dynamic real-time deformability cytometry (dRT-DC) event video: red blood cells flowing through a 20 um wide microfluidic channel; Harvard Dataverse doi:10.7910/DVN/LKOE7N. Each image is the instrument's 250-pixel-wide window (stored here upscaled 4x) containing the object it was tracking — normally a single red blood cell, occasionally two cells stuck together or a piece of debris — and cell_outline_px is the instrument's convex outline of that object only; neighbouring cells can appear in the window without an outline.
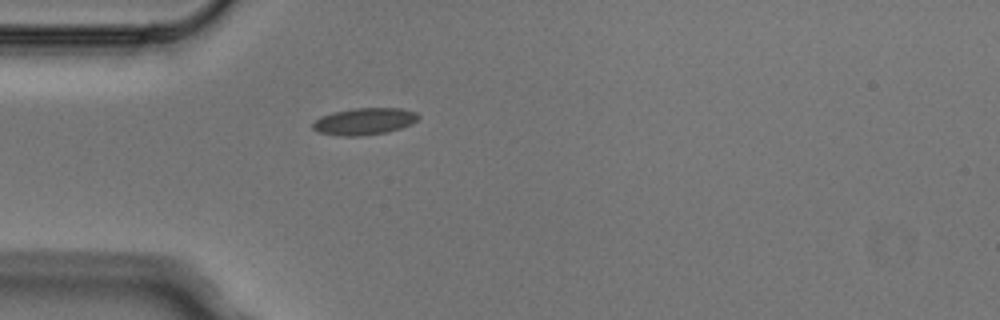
{"species": "Egyptian fruit bat (a non-hibernating species)", "species_latin": "Rousettus aegyptiacus", "temperature_condition": "cold", "stored_images_in_passage": 1, "camera_frame_rate_fps": 3000, "um_per_image_px": 0.085, "animal": {"sex": "male"}, "frame": {"image": 1, "passage_image": 1, "time_ms": 0.0, "image_size_px": [1000, 320], "cell_outline_px": [[420, 116], [412, 124], [388, 132], [360, 136], [340, 136], [320, 132], [312, 128], [312, 124], [320, 116], [332, 112], [352, 108], [400, 108], [416, 112]], "centroid_in_image_um": [30.97, 10.31], "position_along_channel_um": 54.0, "area_um2": 16.59}}